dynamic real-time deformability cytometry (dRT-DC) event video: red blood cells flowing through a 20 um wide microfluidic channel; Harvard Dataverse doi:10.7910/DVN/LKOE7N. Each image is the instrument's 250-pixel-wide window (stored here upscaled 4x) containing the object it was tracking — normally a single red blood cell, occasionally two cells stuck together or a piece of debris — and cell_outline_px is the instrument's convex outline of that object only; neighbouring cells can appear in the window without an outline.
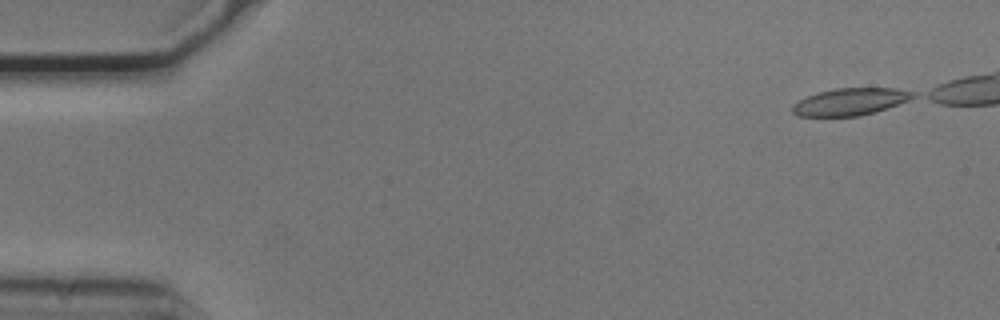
{"species": "common noctule bat (a hibernating species)", "species_latin": "Nyctalus noctula", "temperature_condition": "cold", "stored_images_in_passage": 45, "camera_frame_rate_fps": 3000, "um_per_image_px": 0.085, "animal": {"sex": "male", "body_mass_g": 20.5, "forearm_length_mm": 52.5}, "frame": {"image": 1, "passage_image": 1, "time_ms": 0.0, "image_size_px": [1000, 320], "cell_outline_px": [[916, 96], [908, 100], [860, 116], [796, 116], [792, 112], [792, 104], [808, 96], [820, 92], [836, 88], [896, 88], [916, 92]], "centroid_in_image_um": [72.25, 8.64], "position_along_channel_um": 12.7, "area_um2": 18.79}}
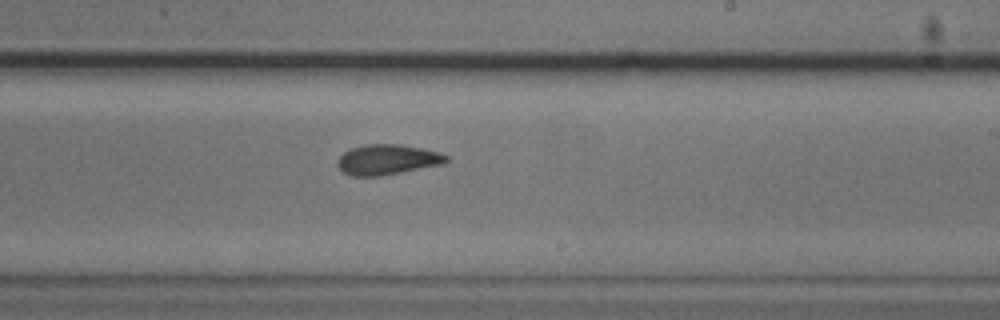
{"frame": {"image": 2, "passage_image": 30, "time_ms": 9.667, "image_size_px": [1000, 320], "cell_outline_px": [[448, 160], [444, 164], [380, 176], [352, 176], [344, 172], [336, 164], [340, 156], [344, 152], [352, 148], [364, 144], [400, 144], [440, 152], [448, 156]], "centroid_in_image_um": [32.94, 13.56], "position_along_channel_um": 256.1, "area_um2": 19.13}}
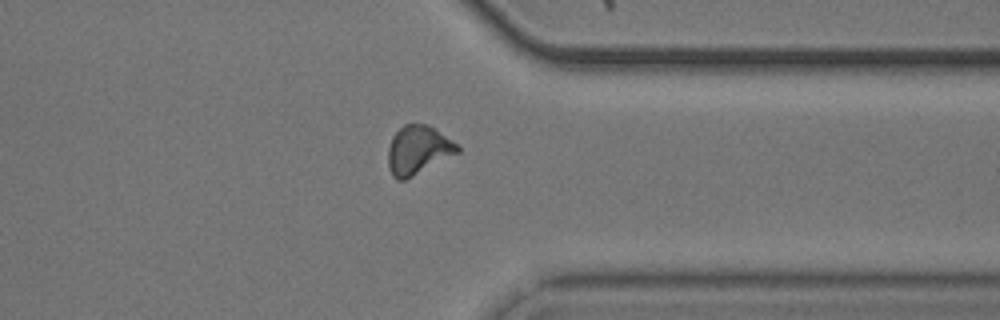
{"frame": {"image": 3, "passage_image": 40, "time_ms": 13.0, "image_size_px": [1000, 320], "cell_outline_px": [[460, 152], [404, 180], [396, 180], [392, 176], [388, 164], [388, 148], [392, 136], [404, 124], [428, 124], [452, 140], [460, 148]], "centroid_in_image_um": [35.52, 12.75], "position_along_channel_um": 375.9, "area_um2": 19.54}, "authors_computed_cell_mechanics": {"area_um2": 19.4786, "velocity_mm_per_s": 3.7119, "shape_relaxation_time_tau1_ms": 5.3216, "shape_relaxation_time_tau2_ms": 2.7453, "deformation_change_tau1": 0.132, "deformation_change_tau2": 0.0985}}